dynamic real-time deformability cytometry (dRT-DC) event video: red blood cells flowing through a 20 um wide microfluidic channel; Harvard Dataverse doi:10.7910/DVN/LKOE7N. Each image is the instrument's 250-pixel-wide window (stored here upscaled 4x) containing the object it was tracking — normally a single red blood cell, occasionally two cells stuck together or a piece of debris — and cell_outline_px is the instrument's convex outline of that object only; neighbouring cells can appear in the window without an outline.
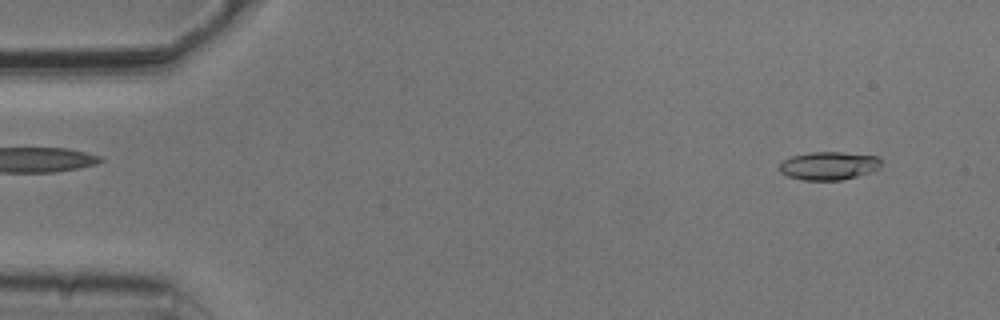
{"species": "common noctule bat (a hibernating species)", "species_latin": "Nyctalus noctula", "temperature_condition": "cold", "stored_images_in_passage": 53, "camera_frame_rate_fps": 3000, "um_per_image_px": 0.085, "animal": {"sex": "male", "body_mass_g": 20.5, "forearm_length_mm": 52.5}, "frame": {"image": 1, "passage_image": 3, "time_ms": 0.667, "image_size_px": [1000, 320], "cell_outline_px": [[880, 168], [876, 172], [840, 180], [800, 180], [788, 176], [780, 172], [780, 164], [784, 160], [792, 156], [808, 152], [840, 152], [876, 156], [880, 160]], "centroid_in_image_um": [70.47, 14.1], "position_along_channel_um": 14.5, "area_um2": 16.82}}
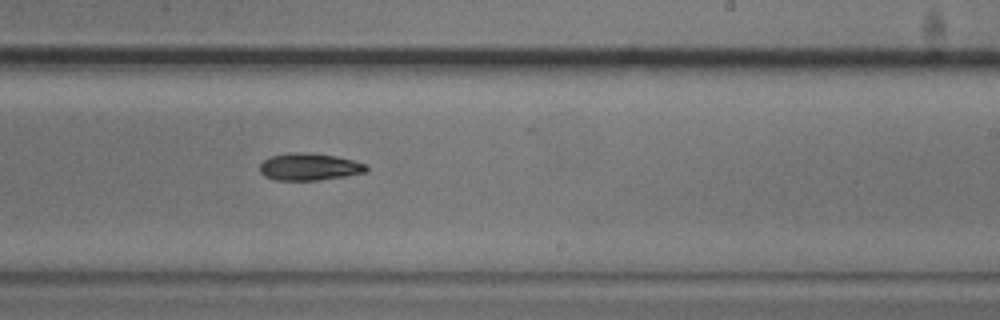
{"frame": {"image": 2, "passage_image": 31, "time_ms": 10.0, "image_size_px": [1000, 320], "cell_outline_px": [[368, 172], [344, 176], [316, 180], [276, 180], [264, 176], [260, 172], [260, 164], [264, 160], [272, 156], [288, 152], [308, 152], [336, 156], [368, 164]], "centroid_in_image_um": [26.3, 14.17], "position_along_channel_um": 262.7, "area_um2": 16.94}}
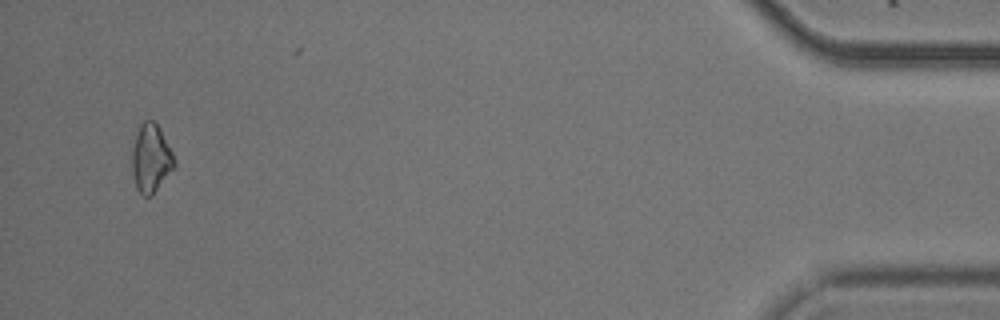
{"frame": {"image": 3, "passage_image": 50, "time_ms": 16.333, "image_size_px": [1000, 320], "cell_outline_px": [[176, 164], [152, 196], [144, 196], [136, 188], [132, 176], [132, 148], [140, 124], [144, 120], [152, 120], [160, 128], [176, 160]], "centroid_in_image_um": [12.82, 13.47], "position_along_channel_um": 422.4, "area_um2": 16.76}, "authors_computed_cell_mechanics": {"area_um2": 16.8198, "velocity_mm_per_s": 3.7868, "shape_relaxation_time_tau1_ms": 4.5226, "shape_relaxation_time_tau2_ms": null, "deformation_change_tau1": 0.1074, "deformation_change_tau2": null}}